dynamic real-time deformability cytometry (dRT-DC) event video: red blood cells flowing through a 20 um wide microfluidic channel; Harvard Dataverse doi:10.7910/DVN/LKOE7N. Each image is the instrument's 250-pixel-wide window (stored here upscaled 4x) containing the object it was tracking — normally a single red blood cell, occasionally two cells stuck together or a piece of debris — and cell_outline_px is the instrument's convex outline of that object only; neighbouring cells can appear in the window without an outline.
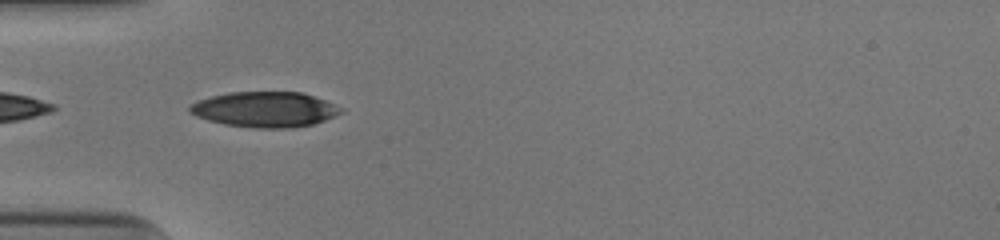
{"species": "human", "species_latin": "Homo sapiens", "temperature_condition": "cold", "stored_images_in_passage": 36, "camera_frame_rate_fps": 3000, "um_per_image_px": 0.085, "donor": {"sex": "male"}, "frame": {"image": 1, "passage_image": 1, "time_ms": 0.0, "image_size_px": [1000, 240], "cell_outline_px": [[344, 112], [324, 120], [312, 124], [292, 128], [260, 128], [224, 124], [208, 120], [196, 116], [188, 112], [188, 108], [192, 104], [200, 100], [212, 96], [232, 92], [300, 92], [324, 100], [344, 108]], "centroid_in_image_um": [22.53, 9.3], "position_along_channel_um": 62.5, "area_um2": 30.92}}
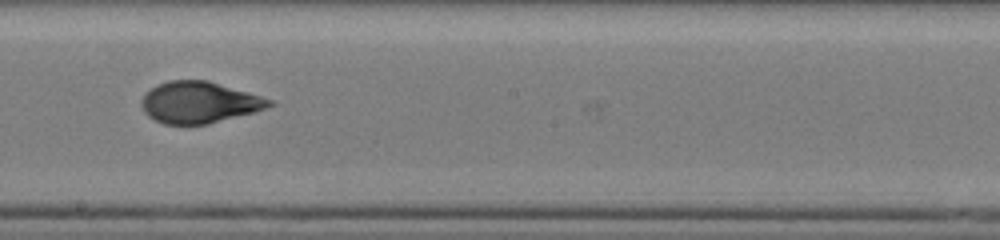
{"frame": {"image": 2, "passage_image": 14, "time_ms": 4.333, "image_size_px": [1000, 240], "cell_outline_px": [[276, 104], [256, 112], [208, 124], [164, 124], [148, 116], [144, 112], [140, 104], [144, 96], [156, 84], [168, 80], [208, 80], [260, 96], [272, 100]], "centroid_in_image_um": [16.94, 8.7], "position_along_channel_um": 231.3, "area_um2": 30.81}}
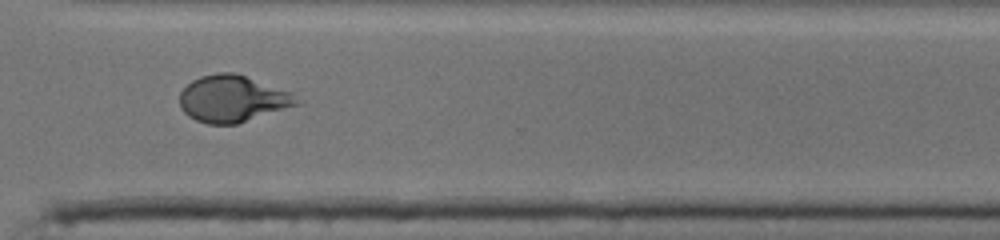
{"frame": {"image": 3, "passage_image": 23, "time_ms": 7.333, "image_size_px": [1000, 240], "cell_outline_px": [[304, 100], [300, 104], [236, 124], [208, 124], [196, 120], [188, 116], [180, 108], [180, 92], [192, 80], [200, 76], [216, 72], [236, 72], [292, 92]], "centroid_in_image_um": [19.8, 8.38], "position_along_channel_um": 350.8, "area_um2": 32.19}, "authors_computed_cell_mechanics": {"area_um2": 30.9808, "velocity_mm_per_s": 3.9775, "shape_relaxation_time_tau1_ms": 7.2888, "shape_relaxation_time_tau2_ms": 0.9776, "deformation_change_tau1": 0.2272, "deformation_change_tau2": 0.0632}}